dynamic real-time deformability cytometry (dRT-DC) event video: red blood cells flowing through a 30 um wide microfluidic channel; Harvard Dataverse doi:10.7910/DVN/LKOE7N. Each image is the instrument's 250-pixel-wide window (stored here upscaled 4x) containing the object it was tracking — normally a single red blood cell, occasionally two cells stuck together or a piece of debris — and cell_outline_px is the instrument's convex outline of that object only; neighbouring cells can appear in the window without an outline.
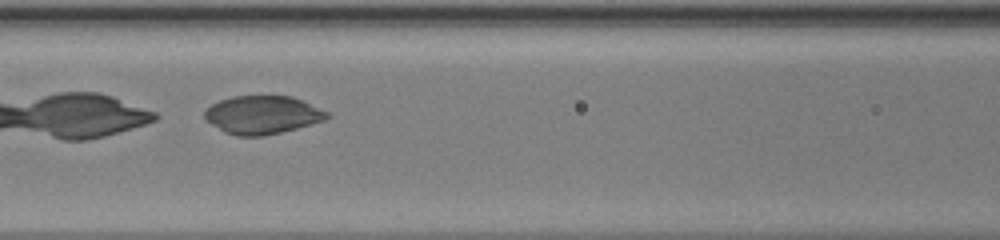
{"species": "common noctule bat (a hibernating species)", "species_latin": "Nyctalus noctula", "temperature_condition": "warm", "stored_images_in_passage": 49, "camera_frame_rate_fps": 3000, "um_per_image_px": 0.085, "animal": {"sex": "female", "body_mass_g": 20.0, "forearm_length_mm": 54.0}, "frame": {"image": 1, "passage_image": 23, "time_ms": 7.333, "image_size_px": [1000, 240], "cell_outline_px": [[332, 116], [324, 120], [296, 128], [264, 136], [236, 136], [224, 132], [212, 124], [204, 116], [204, 112], [212, 104], [220, 100], [232, 96], [292, 96], [304, 100], [328, 112]], "centroid_in_image_um": [22.33, 9.76], "position_along_channel_um": 144.3, "area_um2": 27.17}}
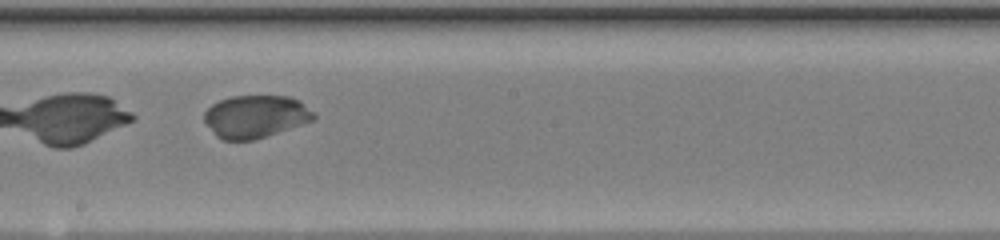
{"frame": {"image": 2, "passage_image": 29, "time_ms": 9.333, "image_size_px": [1000, 240], "cell_outline_px": [[316, 116], [312, 120], [252, 140], [224, 140], [216, 136], [204, 124], [204, 112], [212, 104], [220, 100], [232, 96], [288, 96], [300, 100], [316, 112]], "centroid_in_image_um": [21.69, 9.88], "position_along_channel_um": 226.5, "area_um2": 27.11}}
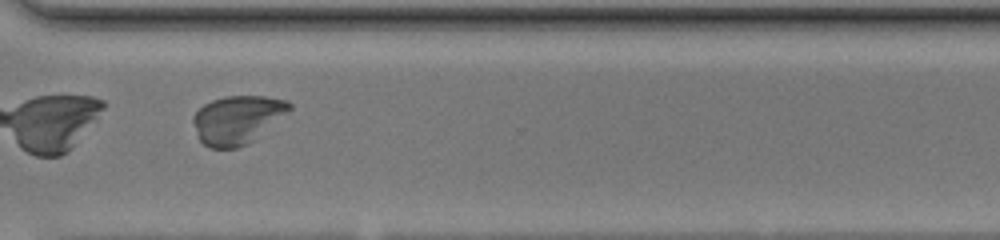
{"frame": {"image": 3, "passage_image": 38, "time_ms": 12.333, "image_size_px": [1000, 240], "cell_outline_px": [[292, 108], [248, 144], [236, 148], [208, 148], [200, 140], [192, 120], [192, 116], [204, 104], [212, 100], [224, 96], [264, 96], [288, 100], [292, 104]], "centroid_in_image_um": [20.16, 10.16], "position_along_channel_um": 350.4, "area_um2": 26.88}}